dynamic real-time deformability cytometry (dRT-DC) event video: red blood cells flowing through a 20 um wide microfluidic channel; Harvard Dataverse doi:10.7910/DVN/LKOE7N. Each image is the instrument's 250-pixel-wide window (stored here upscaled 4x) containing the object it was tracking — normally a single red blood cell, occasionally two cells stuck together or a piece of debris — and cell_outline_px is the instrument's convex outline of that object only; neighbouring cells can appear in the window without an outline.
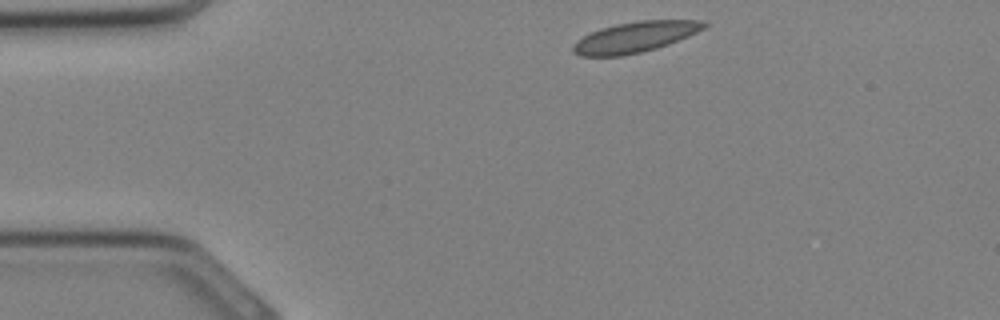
{"species": "Egyptian fruit bat (a non-hibernating species)", "species_latin": "Rousettus aegyptiacus", "temperature_condition": "cold", "stored_images_in_passage": 29, "segment_of_instrument_passage": [1, 2], "camera_frame_rate_fps": 3000, "um_per_image_px": 0.085, "animal": {"sex": "female"}, "frame": {"image": 1, "passage_image": 1, "time_ms": 0.0, "image_size_px": [1000, 320], "cell_outline_px": [[708, 24], [704, 28], [688, 36], [668, 44], [656, 48], [640, 52], [620, 56], [580, 56], [572, 52], [572, 48], [576, 40], [600, 28], [616, 24], [640, 20], [704, 20]], "centroid_in_image_um": [53.96, 3.15], "position_along_channel_um": 31.0, "area_um2": 23.24}}
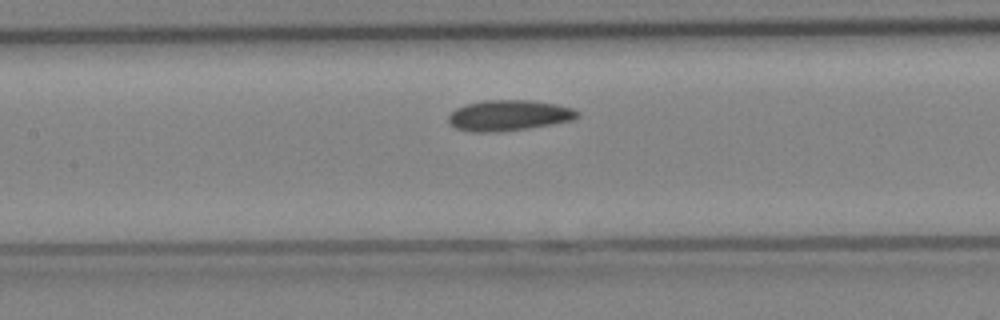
{"frame": {"image": 2, "passage_image": 10, "time_ms": 3.0, "image_size_px": [1000, 320], "cell_outline_px": [[580, 116], [572, 120], [528, 128], [492, 132], [472, 132], [456, 128], [448, 120], [448, 116], [456, 108], [468, 104], [484, 100], [528, 100], [556, 104], [572, 108], [580, 112]], "centroid_in_image_um": [43.26, 9.8], "position_along_channel_um": 164.1, "area_um2": 22.83}}
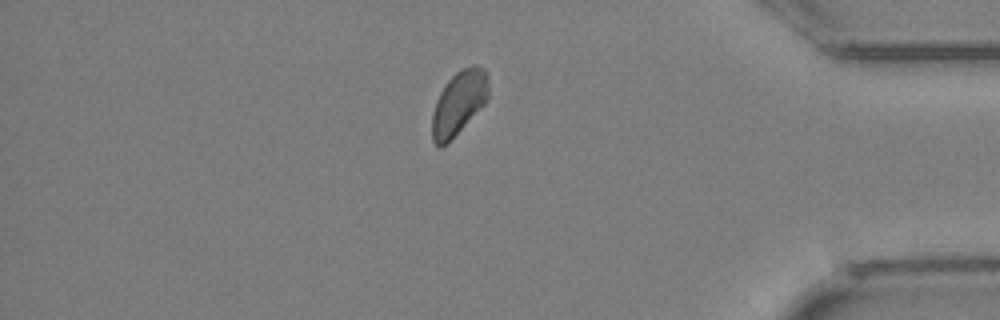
{"frame": {"image": 3, "passage_image": 23, "time_ms": 7.333, "image_size_px": [1000, 320], "cell_outline_px": [[488, 96], [484, 104], [440, 148], [432, 140], [432, 112], [436, 100], [440, 92], [448, 80], [460, 68], [472, 64], [476, 64], [484, 68], [488, 76]], "centroid_in_image_um": [38.99, 8.66], "position_along_channel_um": 396.2, "area_um2": 20.58}}